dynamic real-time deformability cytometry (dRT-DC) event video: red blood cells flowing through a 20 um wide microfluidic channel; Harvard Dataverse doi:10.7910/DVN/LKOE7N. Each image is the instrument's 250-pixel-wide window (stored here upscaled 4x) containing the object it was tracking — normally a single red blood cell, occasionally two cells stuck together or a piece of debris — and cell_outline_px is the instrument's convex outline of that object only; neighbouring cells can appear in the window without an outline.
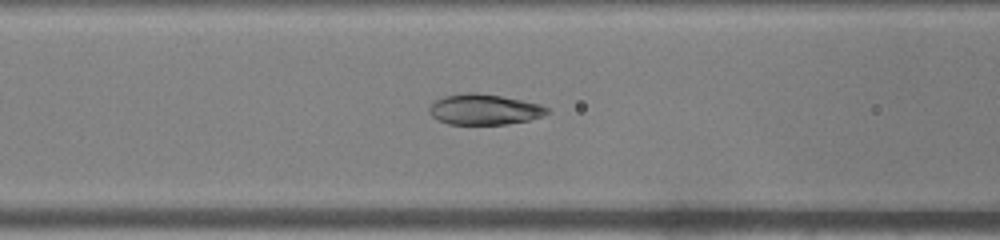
{"species": "common noctule bat (a hibernating species)", "species_latin": "Nyctalus noctula", "temperature_condition": "warm", "stored_images_in_passage": 43, "camera_frame_rate_fps": 3000, "um_per_image_px": 0.085, "animal": {"sex": "male", "body_mass_g": 19.0, "forearm_length_mm": 50.8}, "frame": {"image": 1, "passage_image": 15, "time_ms": 4.667, "image_size_px": [1000, 240], "cell_outline_px": [[548, 112], [540, 116], [528, 120], [508, 124], [448, 124], [432, 116], [428, 112], [428, 108], [436, 100], [444, 96], [468, 92], [472, 92], [500, 96], [540, 104], [548, 108]], "centroid_in_image_um": [41.13, 9.3], "position_along_channel_um": 125.5, "area_um2": 20.69}}
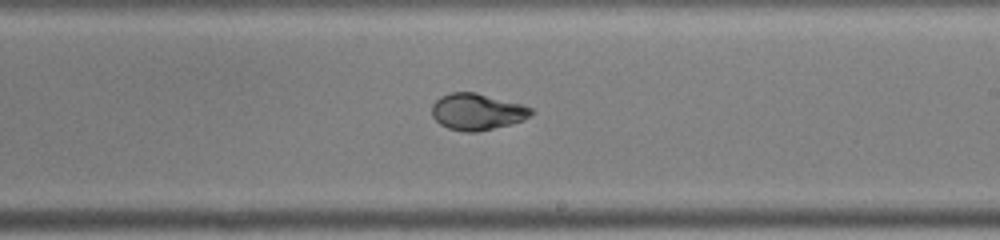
{"frame": {"image": 2, "passage_image": 24, "time_ms": 7.667, "image_size_px": [1000, 240], "cell_outline_px": [[532, 112], [524, 120], [512, 124], [476, 132], [464, 132], [448, 128], [440, 124], [432, 116], [432, 104], [440, 96], [452, 92], [476, 92], [520, 104], [532, 108]], "centroid_in_image_um": [40.52, 9.5], "position_along_channel_um": 248.5, "area_um2": 21.04}}
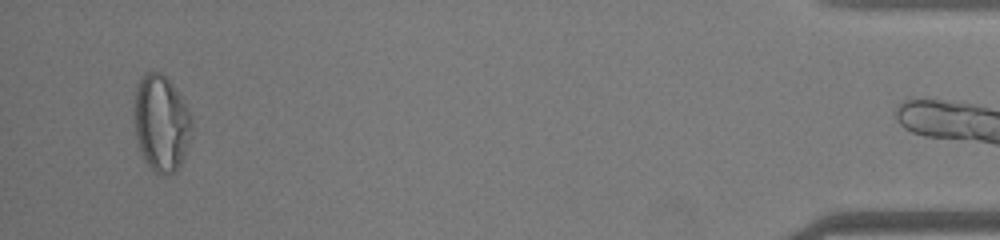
{"frame": {"image": 3, "passage_image": 42, "time_ms": 13.667, "image_size_px": [1000, 240], "cell_outline_px": [[192, 124], [188, 144], [184, 160], [176, 172], [164, 176], [156, 172], [144, 160], [136, 140], [136, 88], [140, 76], [144, 72], [160, 72], [172, 84], [180, 96], [192, 116]], "centroid_in_image_um": [13.73, 10.5], "position_along_channel_um": 421.5, "area_um2": 32.08}, "authors_computed_cell_mechanics": {"area_um2": 23.409, "velocity_mm_per_s": 4.1096, "shape_relaxation_time_tau1_ms": 7.0095, "shape_relaxation_time_tau2_ms": null, "deformation_change_tau1": 0.2643, "deformation_change_tau2": null}}